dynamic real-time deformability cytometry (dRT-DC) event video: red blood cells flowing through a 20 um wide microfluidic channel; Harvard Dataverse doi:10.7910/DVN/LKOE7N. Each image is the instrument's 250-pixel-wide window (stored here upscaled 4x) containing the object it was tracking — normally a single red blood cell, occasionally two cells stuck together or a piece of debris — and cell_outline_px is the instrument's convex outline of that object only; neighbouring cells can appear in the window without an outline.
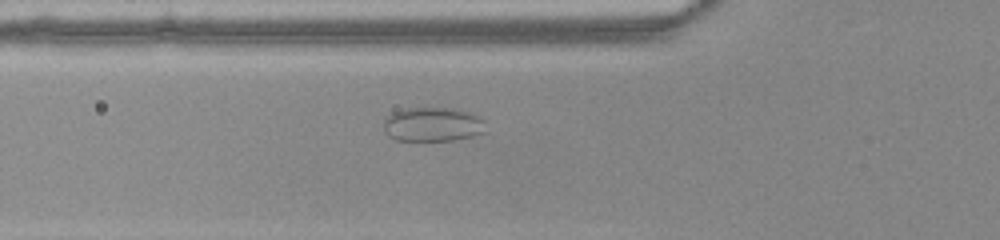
{"species": "common noctule bat (a hibernating species)", "species_latin": "Nyctalus noctula", "temperature_condition": "warm", "stored_images_in_passage": 32, "camera_frame_rate_fps": 3000, "um_per_image_px": 0.085, "animal": {"sex": "female", "body_mass_g": 22.0, "forearm_length_mm": 56.7}, "frame": {"image": 1, "passage_image": 2, "time_ms": 0.333, "image_size_px": [1000, 240], "cell_outline_px": [[488, 132], [472, 136], [452, 140], [396, 140], [388, 136], [384, 128], [384, 120], [392, 112], [404, 108], [460, 108], [484, 116]], "centroid_in_image_um": [36.88, 10.55], "position_along_channel_um": 88.9, "area_um2": 20.92}}
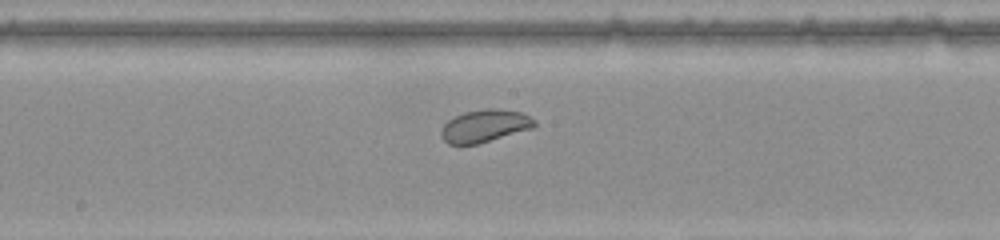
{"frame": {"image": 2, "passage_image": 11, "time_ms": 3.333, "image_size_px": [1000, 240], "cell_outline_px": [[536, 124], [532, 128], [480, 144], [448, 144], [440, 136], [440, 132], [444, 124], [448, 120], [464, 112], [488, 108], [496, 108], [520, 112], [536, 120]], "centroid_in_image_um": [41.19, 10.71], "position_along_channel_um": 207.0, "area_um2": 17.69}}
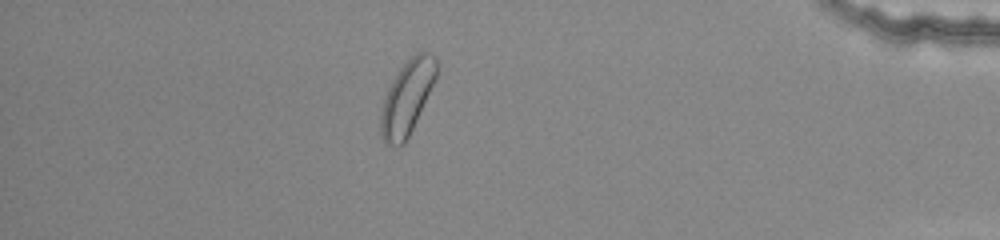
{"frame": {"image": 3, "passage_image": 29, "time_ms": 9.333, "image_size_px": [1000, 240], "cell_outline_px": [[436, 76], [416, 120], [404, 144], [388, 144], [384, 140], [380, 132], [380, 116], [384, 100], [388, 88], [392, 80], [400, 68], [416, 52], [428, 52], [436, 56]], "centroid_in_image_um": [34.58, 8.26], "position_along_channel_um": 400.6, "area_um2": 23.18}}